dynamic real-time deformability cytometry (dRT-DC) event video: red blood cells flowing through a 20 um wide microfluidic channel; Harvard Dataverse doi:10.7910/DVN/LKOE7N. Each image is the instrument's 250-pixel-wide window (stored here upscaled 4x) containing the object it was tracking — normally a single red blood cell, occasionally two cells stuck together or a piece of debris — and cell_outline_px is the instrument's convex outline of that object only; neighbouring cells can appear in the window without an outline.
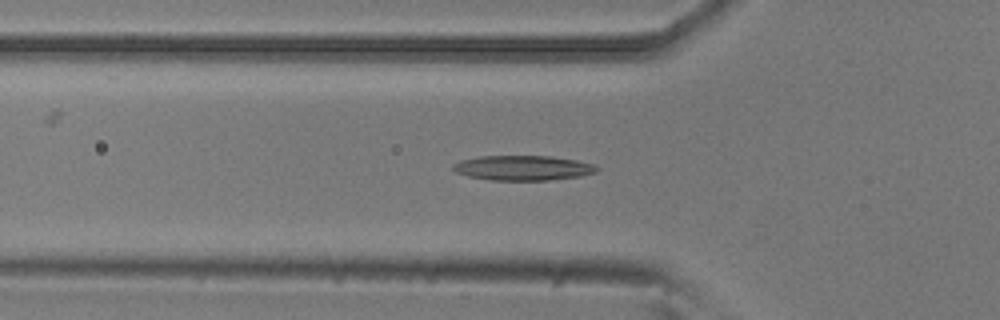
{"species": "common noctule bat (a hibernating species)", "species_latin": "Nyctalus noctula", "temperature_condition": "room temperature", "stored_images_in_passage": 44, "camera_frame_rate_fps": 3000, "um_per_image_px": 0.085, "animal": {"sex": "male", "body_mass_g": 20.5, "forearm_length_mm": 52.5}, "frame": {"image": 1, "passage_image": 14, "time_ms": 4.333, "image_size_px": [1000, 320], "cell_outline_px": [[600, 168], [596, 172], [580, 176], [548, 180], [492, 180], [468, 176], [456, 172], [452, 168], [452, 164], [460, 160], [480, 156], [552, 156], [576, 160], [596, 164]], "centroid_in_image_um": [44.47, 14.26], "position_along_channel_um": 81.3, "area_um2": 20.92}}
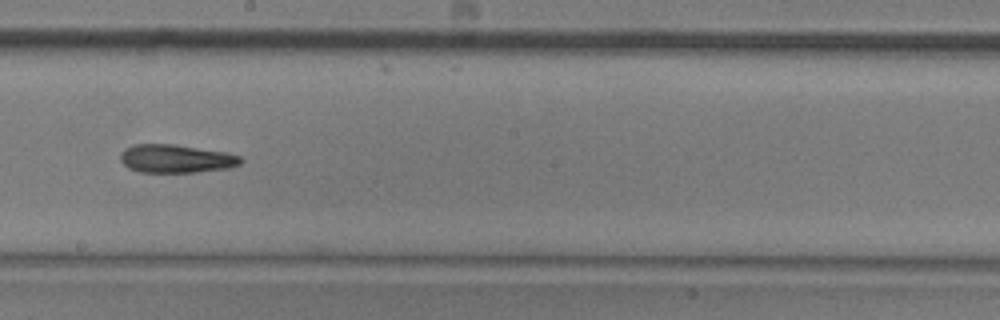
{"frame": {"image": 2, "passage_image": 26, "time_ms": 8.333, "image_size_px": [1000, 320], "cell_outline_px": [[244, 160], [240, 164], [228, 168], [196, 172], [140, 172], [128, 168], [120, 160], [120, 152], [124, 148], [132, 144], [176, 144], [228, 152], [240, 156]], "centroid_in_image_um": [14.96, 13.47], "position_along_channel_um": 233.2, "area_um2": 20.11}}
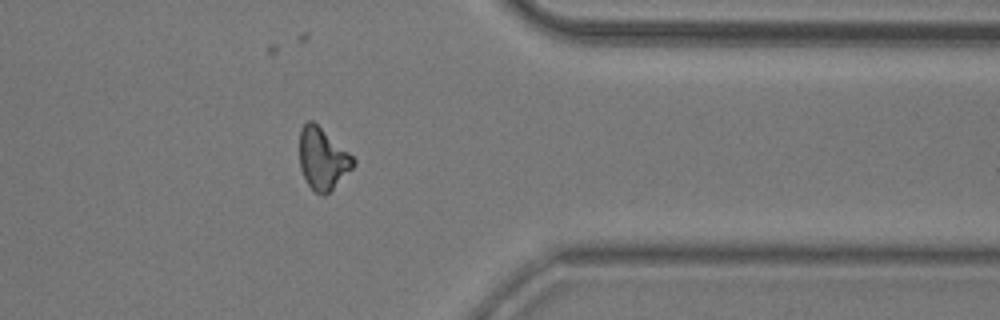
{"frame": {"image": 3, "passage_image": 39, "time_ms": 12.667, "image_size_px": [1000, 320], "cell_outline_px": [[356, 164], [324, 196], [316, 192], [308, 184], [300, 168], [300, 128], [308, 120], [312, 120], [348, 152], [356, 160]], "centroid_in_image_um": [27.41, 13.48], "position_along_channel_um": 384.0, "area_um2": 18.84}}